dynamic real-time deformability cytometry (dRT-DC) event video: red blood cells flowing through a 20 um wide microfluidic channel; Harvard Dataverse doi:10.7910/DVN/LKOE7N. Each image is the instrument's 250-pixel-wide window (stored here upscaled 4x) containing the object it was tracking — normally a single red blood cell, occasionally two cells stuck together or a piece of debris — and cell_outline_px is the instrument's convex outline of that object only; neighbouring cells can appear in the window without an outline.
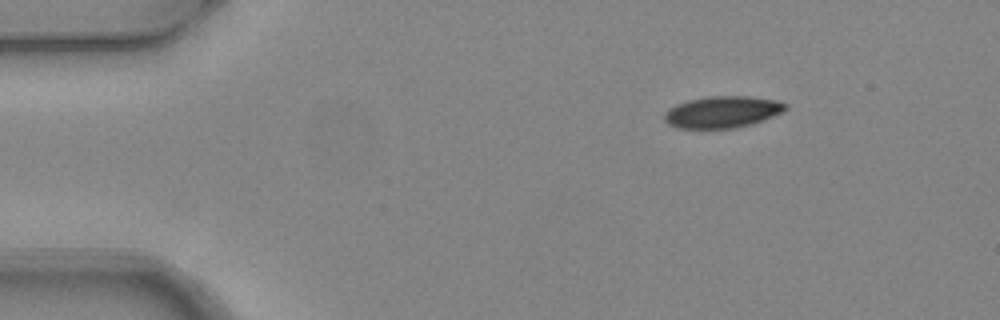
{"species": "common noctule bat (a hibernating species)", "species_latin": "Nyctalus noctula", "temperature_condition": "warm", "stored_images_in_passage": 3, "camera_frame_rate_fps": 3000, "um_per_image_px": 0.085, "animal": {"sex": "female", "body_mass_g": 24.6, "forearm_length_mm": 56.2}, "frame": {"image": 1, "passage_image": 1, "time_ms": 0.0, "image_size_px": [1000, 320], "cell_outline_px": [[788, 108], [764, 120], [752, 124], [736, 128], [676, 128], [668, 124], [664, 120], [664, 112], [668, 108], [676, 104], [688, 100], [708, 96], [748, 96], [776, 100], [788, 104]], "centroid_in_image_um": [61.38, 9.52], "position_along_channel_um": 23.6, "area_um2": 22.48}}